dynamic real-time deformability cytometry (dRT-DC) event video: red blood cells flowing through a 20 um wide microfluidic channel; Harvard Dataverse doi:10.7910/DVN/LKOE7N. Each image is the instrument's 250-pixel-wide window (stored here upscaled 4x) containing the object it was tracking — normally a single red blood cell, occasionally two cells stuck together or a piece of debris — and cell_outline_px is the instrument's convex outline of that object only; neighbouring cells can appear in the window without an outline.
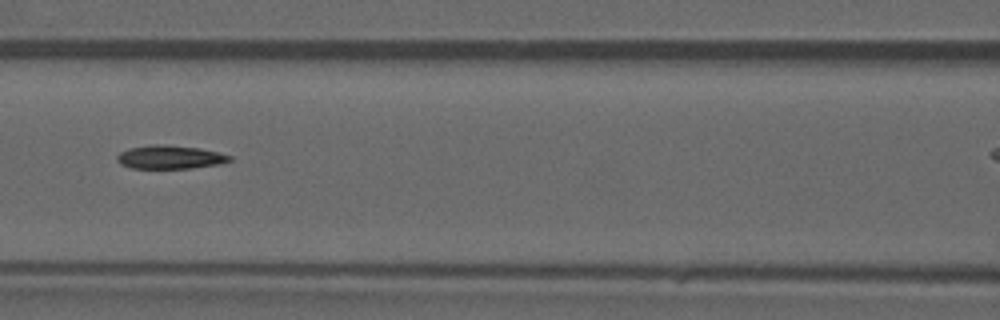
{"species": "common noctule bat (a hibernating species)", "species_latin": "Nyctalus noctula", "temperature_condition": "warm", "stored_images_in_passage": 26, "camera_frame_rate_fps": 3000, "um_per_image_px": 0.085, "animal": {"sex": "male", "forearm_length_mm": 52.5}, "frame": {"image": 1, "passage_image": 7, "time_ms": 2.0, "image_size_px": [1000, 320], "cell_outline_px": [[232, 160], [220, 164], [192, 168], [132, 168], [120, 164], [116, 160], [116, 156], [120, 152], [128, 148], [152, 144], [164, 144], [200, 148], [232, 156]], "centroid_in_image_um": [14.42, 13.35], "position_along_channel_um": 152.2, "area_um2": 15.49}}